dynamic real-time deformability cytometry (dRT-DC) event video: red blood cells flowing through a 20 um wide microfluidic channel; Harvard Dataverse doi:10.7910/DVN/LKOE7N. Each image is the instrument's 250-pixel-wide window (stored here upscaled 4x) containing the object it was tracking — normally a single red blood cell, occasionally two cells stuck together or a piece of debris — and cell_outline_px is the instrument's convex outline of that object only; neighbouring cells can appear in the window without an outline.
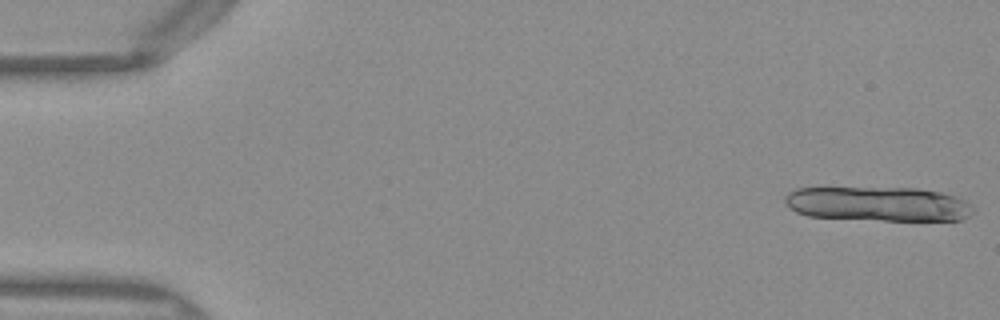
{"species": "Egyptian fruit bat (a non-hibernating species)", "species_latin": "Rousettus aegyptiacus", "temperature_condition": "warm", "stored_images_in_passage": 12, "camera_frame_rate_fps": 3000, "um_per_image_px": 0.085, "frame": {"image": 1, "passage_image": 1, "time_ms": 0.0, "image_size_px": [1000, 320], "cell_outline_px": [[972, 212], [968, 216], [960, 220], [884, 220], [808, 216], [796, 212], [788, 208], [784, 200], [784, 196], [788, 192], [796, 188], [916, 188], [940, 192], [964, 200], [968, 204]], "centroid_in_image_um": [74.56, 17.33], "position_along_channel_um": 10.4, "area_um2": 37.51}}